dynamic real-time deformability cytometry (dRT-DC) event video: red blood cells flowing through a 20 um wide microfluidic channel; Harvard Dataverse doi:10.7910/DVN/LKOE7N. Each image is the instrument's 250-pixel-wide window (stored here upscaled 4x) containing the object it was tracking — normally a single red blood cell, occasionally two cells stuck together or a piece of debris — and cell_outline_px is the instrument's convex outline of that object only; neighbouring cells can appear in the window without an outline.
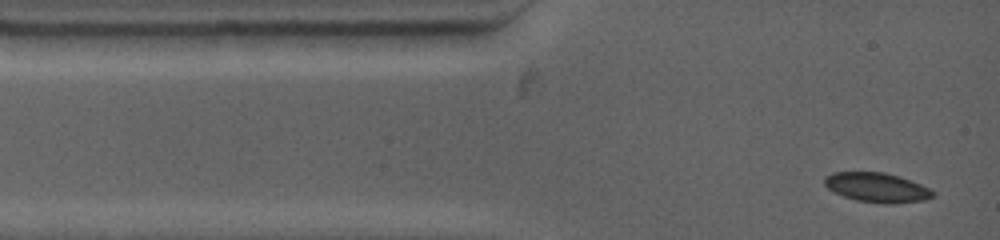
{"species": "common noctule bat (a hibernating species)", "species_latin": "Nyctalus noctula", "temperature_condition": "warm", "stored_images_in_passage": 13, "camera_frame_rate_fps": 4500, "um_per_image_px": 0.085, "animal": {"sex": "female", "body_mass_g": 19.0, "forearm_length_mm": 53.3}, "frame": {"image": 1, "passage_image": 1, "time_ms": 0.0, "image_size_px": [1000, 240], "cell_outline_px": [[936, 196], [924, 200], [892, 204], [888, 204], [856, 200], [844, 196], [828, 188], [824, 184], [824, 176], [832, 172], [884, 172], [900, 176], [920, 184], [936, 192]], "centroid_in_image_um": [74.56, 15.93], "position_along_channel_um": 10.4, "area_um2": 18.67}}
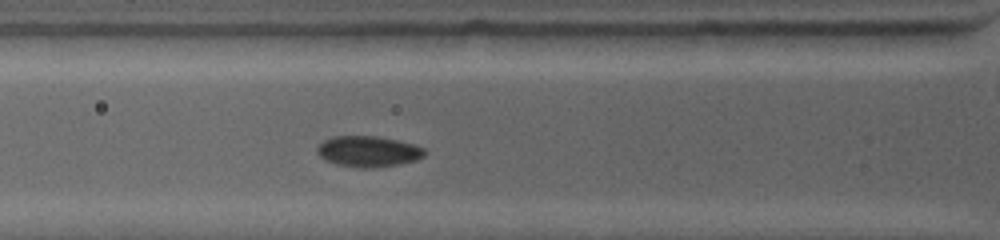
{"frame": {"image": 2, "passage_image": 10, "time_ms": 3.111, "image_size_px": [1000, 240], "cell_outline_px": [[424, 156], [416, 160], [396, 164], [372, 168], [360, 168], [336, 164], [324, 160], [316, 152], [316, 148], [324, 140], [332, 136], [376, 136], [396, 140], [412, 144], [424, 148]], "centroid_in_image_um": [31.25, 12.87], "position_along_channel_um": 94.6, "area_um2": 19.19}}
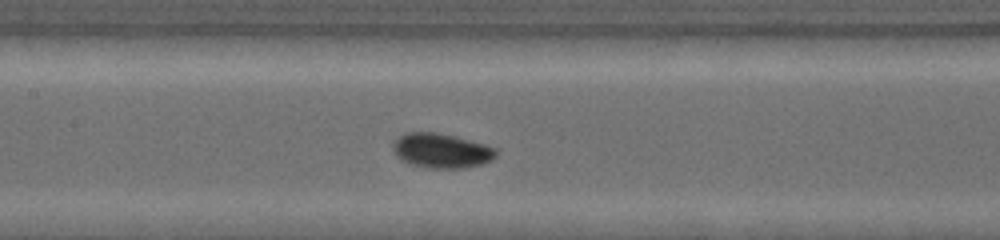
{"frame": {"image": 3, "passage_image": 13, "time_ms": 5.111, "image_size_px": [1000, 240], "cell_outline_px": [[496, 156], [492, 160], [480, 164], [464, 168], [424, 168], [412, 164], [396, 156], [392, 148], [392, 144], [404, 132], [436, 132], [484, 144], [496, 148]], "centroid_in_image_um": [37.5, 12.81], "position_along_channel_um": 169.9, "area_um2": 20.63}}